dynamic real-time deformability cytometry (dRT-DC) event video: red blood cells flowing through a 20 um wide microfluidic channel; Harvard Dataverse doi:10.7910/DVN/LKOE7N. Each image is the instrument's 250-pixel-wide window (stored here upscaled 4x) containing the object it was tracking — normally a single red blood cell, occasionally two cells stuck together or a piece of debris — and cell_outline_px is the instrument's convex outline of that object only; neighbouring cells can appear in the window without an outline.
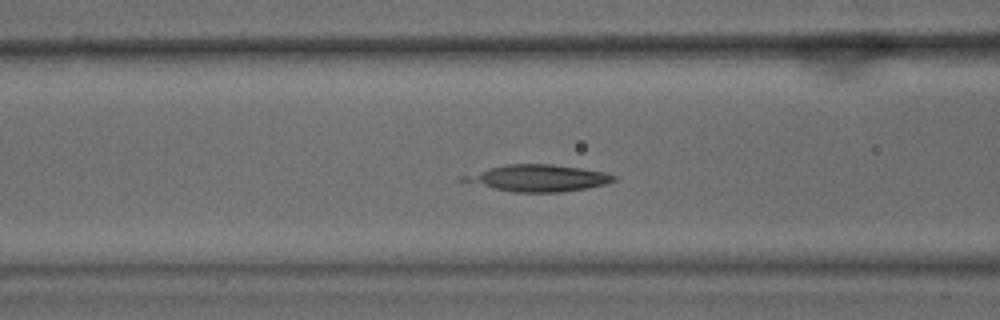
{"species": "common noctule bat (a hibernating species)", "species_latin": "Nyctalus noctula", "temperature_condition": "warm", "stored_images_in_passage": 54, "camera_frame_rate_fps": 3000, "um_per_image_px": 0.085, "animal": {"sex": "male", "body_mass_g": 15.6}, "frame": {"image": 1, "passage_image": 22, "time_ms": 7.0, "image_size_px": [1000, 320], "cell_outline_px": [[616, 180], [604, 184], [584, 188], [560, 192], [512, 192], [492, 188], [456, 180], [456, 176], [508, 164], [552, 164], [580, 168], [604, 172], [616, 176]], "centroid_in_image_um": [45.63, 15.14], "position_along_channel_um": 121.0, "area_um2": 23.35}}
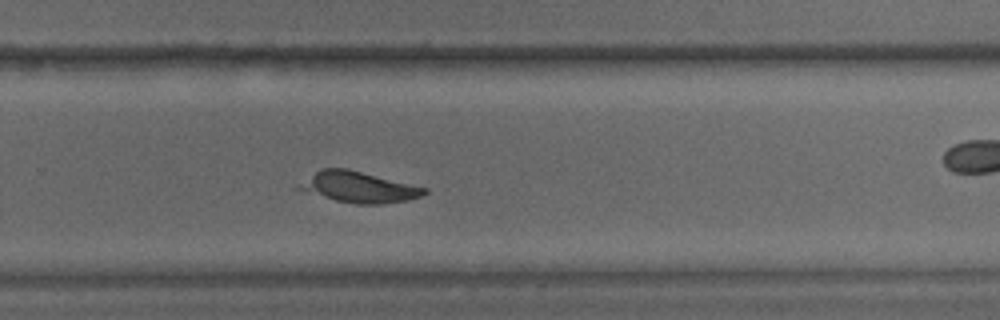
{"frame": {"image": 2, "passage_image": 36, "time_ms": 11.667, "image_size_px": [1000, 320], "cell_outline_px": [[428, 192], [420, 196], [408, 200], [384, 204], [356, 204], [336, 200], [296, 188], [296, 184], [320, 168], [344, 168], [428, 188]], "centroid_in_image_um": [30.48, 15.9], "position_along_channel_um": 299.3, "area_um2": 22.25}}
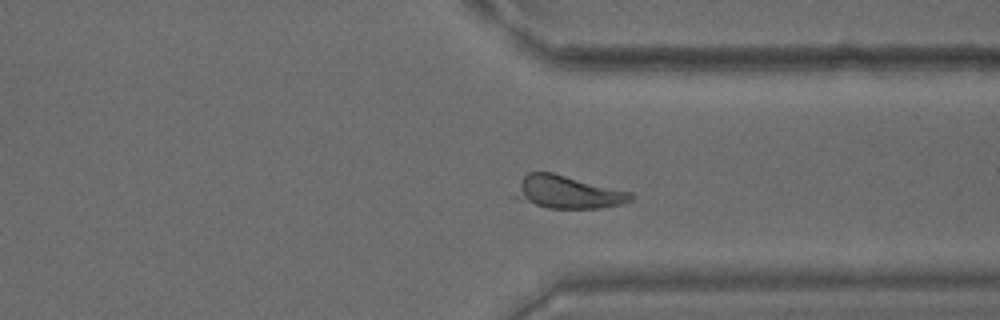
{"frame": {"image": 3, "passage_image": 41, "time_ms": 13.333, "image_size_px": [1000, 320], "cell_outline_px": [[632, 200], [620, 204], [600, 208], [548, 208], [516, 200], [508, 196], [524, 176], [528, 172], [552, 172], [632, 192]], "centroid_in_image_um": [48.15, 16.33], "position_along_channel_um": 363.3, "area_um2": 22.48}, "authors_computed_cell_mechanics": {"area_um2": 22.253, "velocity_mm_per_s": 3.8265, "shape_relaxation_time_tau1_ms": 6.5612, "shape_relaxation_time_tau2_ms": null, "deformation_change_tau1": 0.1869, "deformation_change_tau2": null}}